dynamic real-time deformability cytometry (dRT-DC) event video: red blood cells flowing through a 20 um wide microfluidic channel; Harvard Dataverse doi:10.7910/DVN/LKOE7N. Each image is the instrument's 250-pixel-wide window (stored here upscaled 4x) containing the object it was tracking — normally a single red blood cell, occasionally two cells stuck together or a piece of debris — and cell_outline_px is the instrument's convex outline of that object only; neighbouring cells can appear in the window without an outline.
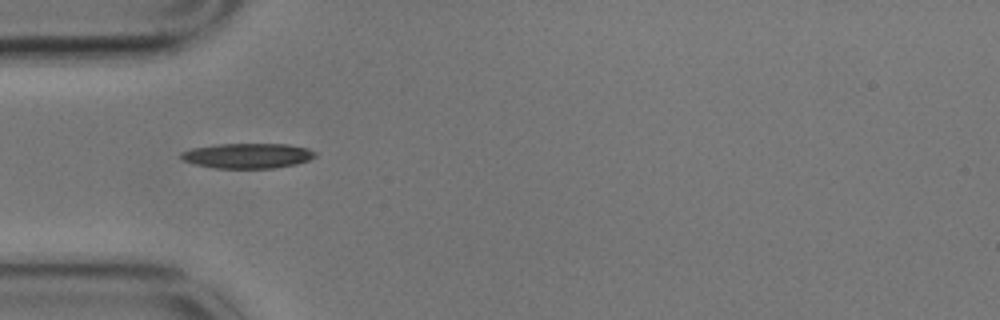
{"species": "common noctule bat (a hibernating species)", "species_latin": "Nyctalus noctula", "temperature_condition": "cold", "stored_images_in_passage": 42, "camera_frame_rate_fps": 3000, "um_per_image_px": 0.085, "animal": {"sex": "male", "body_mass_g": 17.9}, "frame": {"image": 1, "passage_image": 1, "time_ms": 0.0, "image_size_px": [1000, 320], "cell_outline_px": [[316, 156], [308, 160], [296, 164], [276, 168], [216, 168], [196, 164], [184, 160], [180, 156], [180, 152], [192, 148], [216, 144], [288, 144], [308, 148], [316, 152]], "centroid_in_image_um": [21.07, 13.23], "position_along_channel_um": 63.9, "area_um2": 19.59}}
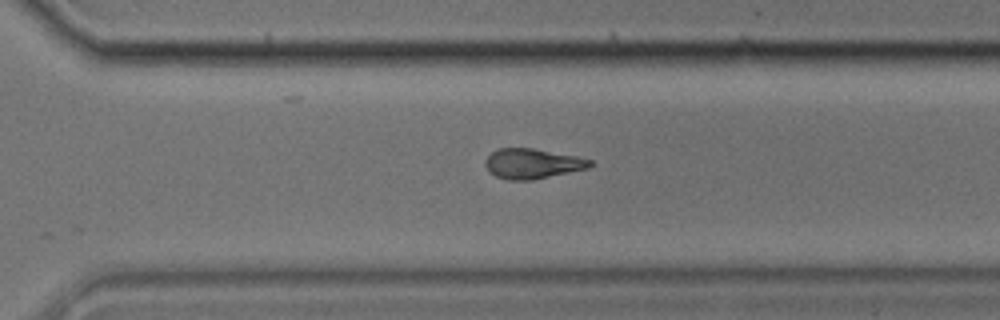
{"frame": {"image": 2, "passage_image": 24, "time_ms": 7.667, "image_size_px": [1000, 320], "cell_outline_px": [[592, 164], [588, 168], [532, 180], [508, 180], [496, 176], [488, 172], [484, 164], [484, 160], [492, 152], [500, 148], [532, 148], [576, 156], [592, 160]], "centroid_in_image_um": [45.21, 13.91], "position_along_channel_um": 325.4, "area_um2": 18.26}}
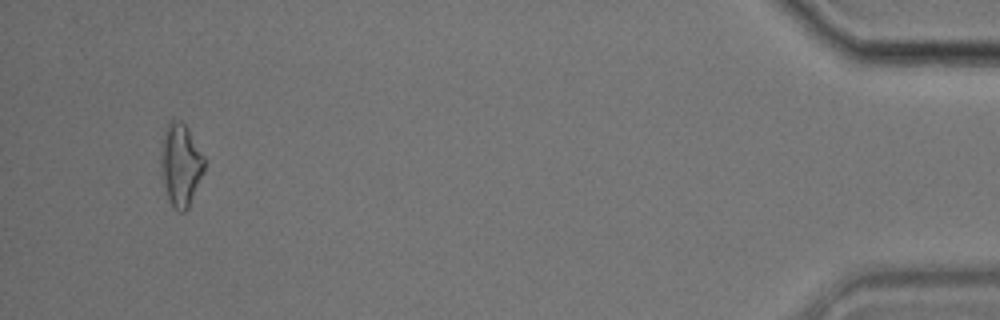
{"frame": {"image": 3, "passage_image": 39, "time_ms": 12.667, "image_size_px": [1000, 320], "cell_outline_px": [[204, 172], [188, 208], [184, 212], [180, 212], [168, 200], [164, 184], [160, 164], [160, 156], [164, 132], [168, 120], [180, 120], [188, 128], [204, 156]], "centroid_in_image_um": [15.35, 13.98], "position_along_channel_um": 419.8, "area_um2": 20.81}, "authors_computed_cell_mechanics": {"area_um2": 19.1607, "velocity_mm_per_s": 3.417, "shape_relaxation_time_tau1_ms": 9.2634, "shape_relaxation_time_tau2_ms": 5.8069, "deformation_change_tau1": 0.1982, "deformation_change_tau2": 0.1553}}